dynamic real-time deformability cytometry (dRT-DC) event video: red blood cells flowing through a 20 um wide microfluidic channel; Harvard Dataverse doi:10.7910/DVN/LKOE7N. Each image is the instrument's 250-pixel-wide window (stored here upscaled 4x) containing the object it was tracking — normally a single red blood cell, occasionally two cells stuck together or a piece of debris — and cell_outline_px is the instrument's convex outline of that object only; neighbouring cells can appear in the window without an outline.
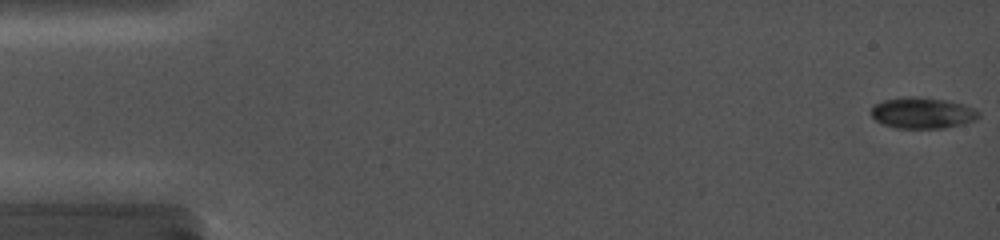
{"species": "common noctule bat (a hibernating species)", "species_latin": "Nyctalus noctula", "temperature_condition": "cold", "stored_images_in_passage": 27, "camera_frame_rate_fps": 5000, "um_per_image_px": 0.085, "animal": {"sex": "female", "body_mass_g": 19.0, "forearm_length_mm": 56.7}, "frame": {"image": 1, "passage_image": 1, "time_ms": 0.0, "image_size_px": [1000, 240], "cell_outline_px": [[980, 116], [976, 120], [944, 128], [896, 128], [884, 124], [876, 120], [872, 116], [872, 104], [884, 100], [908, 96], [912, 96], [944, 100], [960, 104], [972, 108], [980, 112]], "centroid_in_image_um": [78.38, 9.6], "position_along_channel_um": 6.6, "area_um2": 19.25}}
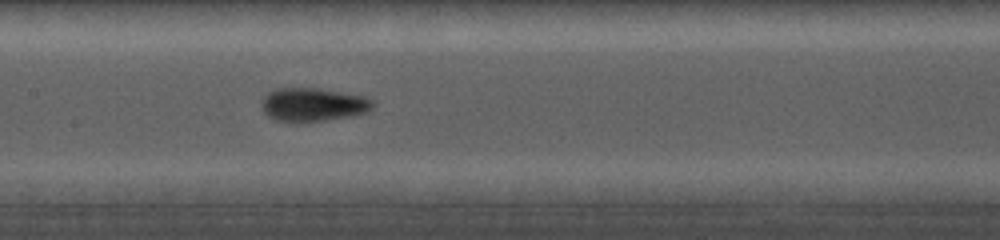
{"frame": {"image": 2, "passage_image": 13, "time_ms": 8.4, "image_size_px": [1000, 240], "cell_outline_px": [[376, 104], [368, 112], [356, 116], [324, 120], [276, 120], [268, 116], [264, 112], [264, 96], [268, 92], [276, 88], [316, 88], [364, 96], [372, 100]], "centroid_in_image_um": [26.69, 8.87], "position_along_channel_um": 180.7, "area_um2": 21.27}}
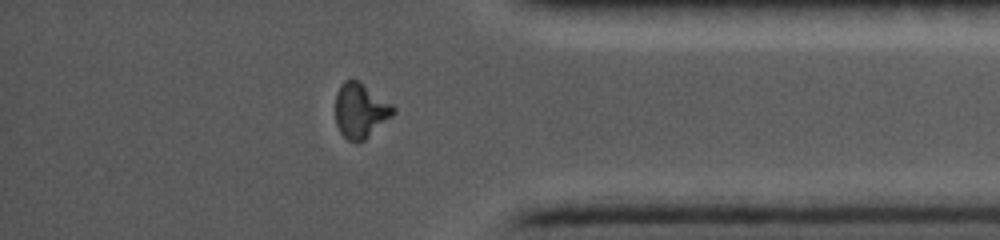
{"frame": {"image": 3, "passage_image": 24, "time_ms": 14.4, "image_size_px": [1000, 240], "cell_outline_px": [[396, 112], [392, 116], [364, 140], [356, 144], [348, 140], [340, 132], [336, 124], [336, 92], [340, 84], [344, 80], [360, 80], [392, 104], [396, 108]], "centroid_in_image_um": [30.64, 9.39], "position_along_channel_um": 404.6, "area_um2": 18.67}}